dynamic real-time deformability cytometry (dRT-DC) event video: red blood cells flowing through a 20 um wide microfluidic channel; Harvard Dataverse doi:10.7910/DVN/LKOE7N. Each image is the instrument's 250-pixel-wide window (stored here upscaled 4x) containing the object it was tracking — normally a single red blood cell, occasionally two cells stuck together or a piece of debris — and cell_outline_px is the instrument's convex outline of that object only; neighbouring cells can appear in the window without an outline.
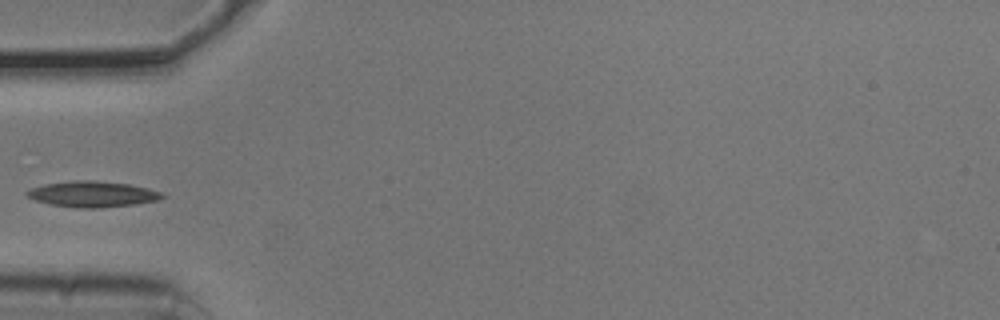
{"species": "common noctule bat (a hibernating species)", "species_latin": "Nyctalus noctula", "temperature_condition": "cold", "stored_images_in_passage": 6, "camera_frame_rate_fps": 3000, "um_per_image_px": 0.085, "animal": {"sex": "male", "body_mass_g": 20.5, "forearm_length_mm": 52.5}, "frame": {"image": 1, "passage_image": 5, "time_ms": 1.333, "image_size_px": [1000, 320], "cell_outline_px": [[168, 196], [156, 200], [136, 204], [100, 208], [76, 208], [52, 204], [36, 200], [28, 196], [24, 192], [32, 188], [44, 184], [72, 180], [92, 180], [128, 184], [148, 188], [164, 192]], "centroid_in_image_um": [7.91, 16.5], "position_along_channel_um": 77.1, "area_um2": 20.4}}
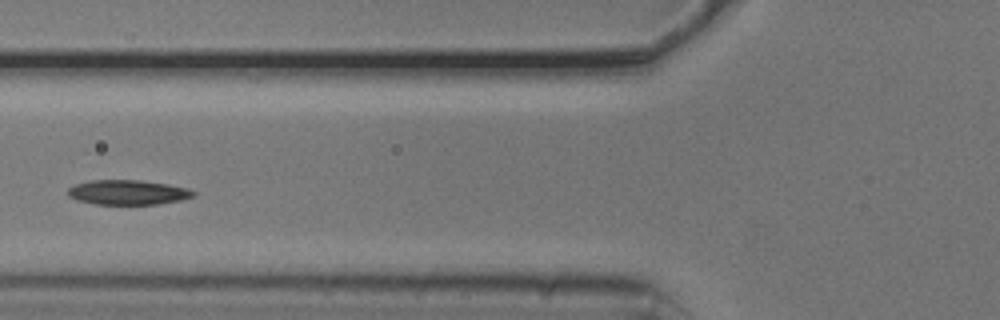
{"frame": {"image": 2, "passage_image": 6, "time_ms": 1.667, "image_size_px": [1000, 320], "cell_outline_px": [[196, 196], [180, 200], [156, 204], [96, 204], [76, 200], [68, 196], [68, 188], [76, 184], [88, 180], [140, 180], [168, 184], [188, 188], [196, 192]], "centroid_in_image_um": [10.87, 16.34], "position_along_channel_um": 114.9, "area_um2": 18.15}}